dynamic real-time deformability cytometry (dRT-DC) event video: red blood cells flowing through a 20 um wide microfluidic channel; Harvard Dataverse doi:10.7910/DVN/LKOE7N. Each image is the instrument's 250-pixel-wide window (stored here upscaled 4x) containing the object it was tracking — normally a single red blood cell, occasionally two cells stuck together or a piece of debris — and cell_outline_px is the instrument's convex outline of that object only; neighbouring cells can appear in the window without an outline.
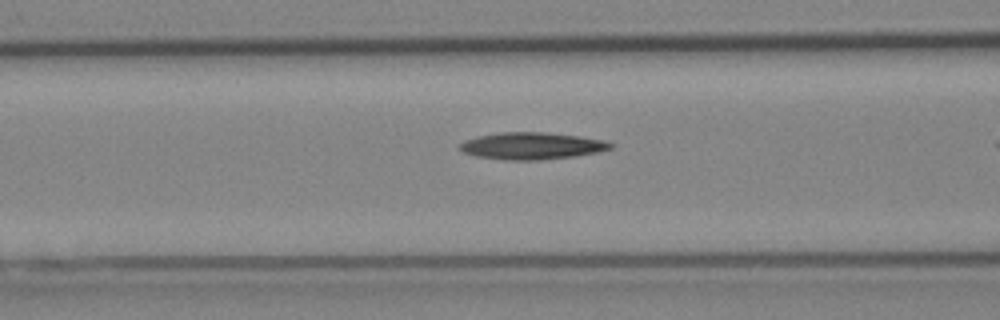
{"species": "Egyptian fruit bat (a non-hibernating species)", "species_latin": "Rousettus aegyptiacus", "temperature_condition": "cold", "stored_images_in_passage": 10, "camera_frame_rate_fps": 3000, "um_per_image_px": 0.085, "animal": {"sex": "female"}, "frame": {"image": 1, "passage_image": 5, "time_ms": 1.333, "image_size_px": [1000, 320], "cell_outline_px": [[616, 144], [612, 148], [596, 152], [576, 156], [540, 160], [508, 160], [476, 156], [464, 152], [460, 148], [460, 144], [464, 140], [476, 136], [500, 132], [544, 132], [580, 136], [604, 140]], "centroid_in_image_um": [45.22, 12.39], "position_along_channel_um": 121.4, "area_um2": 23.76}}